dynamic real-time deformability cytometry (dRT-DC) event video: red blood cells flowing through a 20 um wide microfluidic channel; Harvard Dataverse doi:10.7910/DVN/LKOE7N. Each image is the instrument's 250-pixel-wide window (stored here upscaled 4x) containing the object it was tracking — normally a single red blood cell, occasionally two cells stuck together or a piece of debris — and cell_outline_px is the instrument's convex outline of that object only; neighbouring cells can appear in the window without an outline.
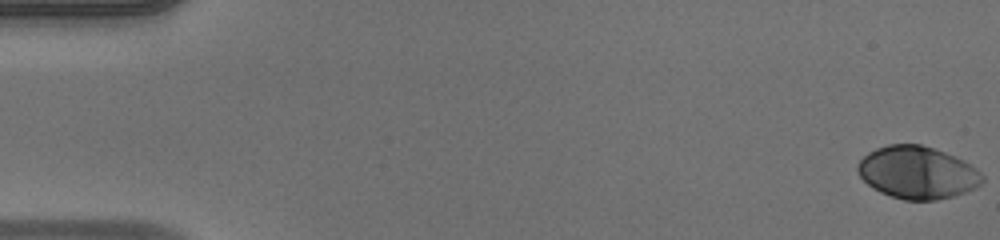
{"species": "human", "species_latin": "Homo sapiens", "temperature_condition": "warm", "stored_images_in_passage": 52, "camera_frame_rate_fps": 3000, "um_per_image_px": 0.085, "donor": {"sex": "male"}, "frame": {"image": 1, "passage_image": 1, "time_ms": 0.0, "image_size_px": [1000, 240], "cell_outline_px": [[984, 180], [976, 188], [952, 196], [936, 200], [904, 200], [880, 192], [872, 188], [860, 176], [856, 168], [856, 164], [868, 152], [876, 148], [888, 144], [920, 144], [944, 152], [964, 160], [980, 172], [984, 176]], "centroid_in_image_um": [77.96, 14.66], "position_along_channel_um": 7.0, "area_um2": 38.03}}
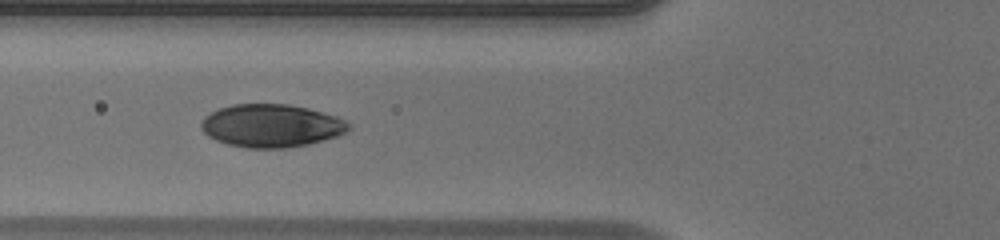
{"frame": {"image": 2, "passage_image": 20, "time_ms": 6.333, "image_size_px": [1000, 240], "cell_outline_px": [[352, 128], [336, 136], [308, 144], [284, 148], [248, 148], [228, 144], [216, 140], [208, 136], [200, 128], [200, 124], [204, 116], [220, 108], [232, 104], [288, 104], [308, 108], [336, 116], [352, 124]], "centroid_in_image_um": [23.05, 10.68], "position_along_channel_um": 102.8, "area_um2": 36.88}}
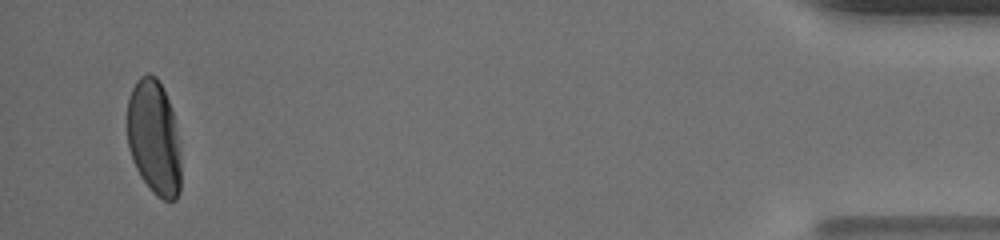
{"frame": {"image": 3, "passage_image": 50, "time_ms": 16.333, "image_size_px": [1000, 240], "cell_outline_px": [[180, 192], [176, 200], [164, 200], [156, 196], [152, 192], [140, 176], [132, 160], [128, 148], [128, 100], [132, 88], [136, 80], [140, 76], [148, 72], [156, 76], [164, 88], [176, 120], [180, 140]], "centroid_in_image_um": [13.11, 11.69], "position_along_channel_um": 422.1, "area_um2": 36.7}, "authors_computed_cell_mechanics": {"area_um2": 37.0787, "velocity_mm_per_s": 3.9881, "shape_relaxation_time_tau1_ms": 2.9126, "shape_relaxation_time_tau2_ms": null, "deformation_change_tau1": 0.1822, "deformation_change_tau2": null}}